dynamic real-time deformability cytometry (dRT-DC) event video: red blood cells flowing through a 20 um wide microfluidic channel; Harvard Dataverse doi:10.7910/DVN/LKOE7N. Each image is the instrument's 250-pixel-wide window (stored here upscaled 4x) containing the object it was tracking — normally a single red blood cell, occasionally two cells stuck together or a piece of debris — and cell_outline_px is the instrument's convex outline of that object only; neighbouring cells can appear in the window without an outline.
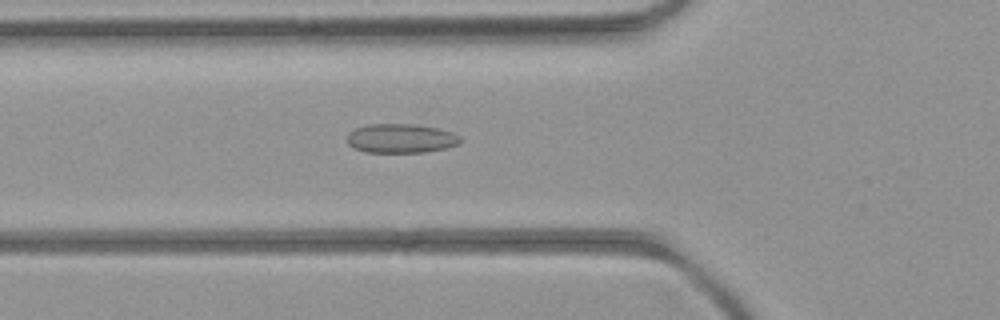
{"species": "common noctule bat (a hibernating species)", "species_latin": "Nyctalus noctula", "temperature_condition": "room temperature", "stored_images_in_passage": 48, "camera_frame_rate_fps": 3000, "um_per_image_px": 0.085, "animal": {"sex": "female", "body_mass_g": 21.9}, "frame": {"image": 1, "passage_image": 13, "time_ms": 4.0, "image_size_px": [1000, 320], "cell_outline_px": [[460, 140], [456, 144], [444, 148], [424, 152], [364, 152], [352, 148], [348, 144], [348, 132], [356, 128], [368, 124], [412, 124], [440, 128], [452, 132], [460, 136]], "centroid_in_image_um": [34.03, 11.76], "position_along_channel_um": 91.8, "area_um2": 19.19}}
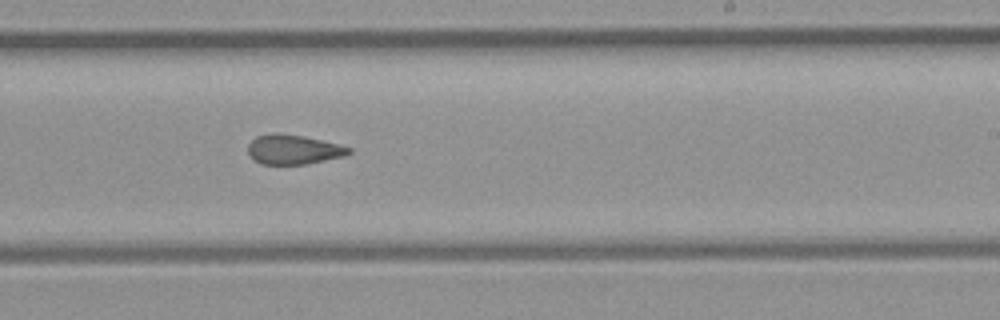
{"frame": {"image": 2, "passage_image": 26, "time_ms": 8.333, "image_size_px": [1000, 320], "cell_outline_px": [[352, 152], [344, 156], [304, 164], [260, 164], [248, 152], [248, 144], [256, 136], [272, 132], [276, 132], [304, 136], [352, 148]], "centroid_in_image_um": [24.92, 12.69], "position_along_channel_um": 264.1, "area_um2": 17.22}}
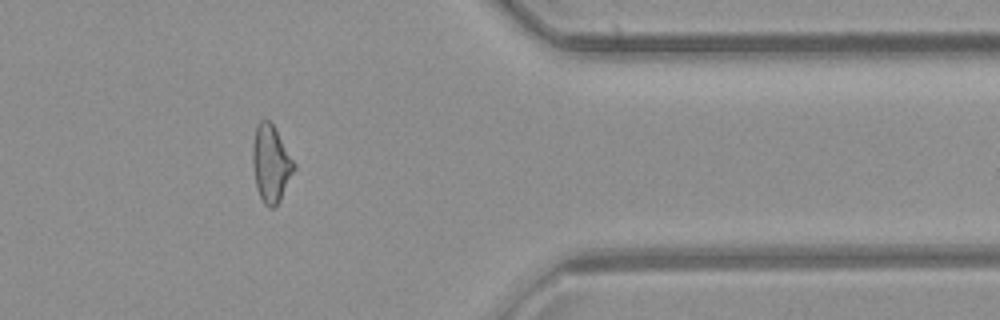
{"frame": {"image": 3, "passage_image": 37, "time_ms": 12.0, "image_size_px": [1000, 320], "cell_outline_px": [[296, 168], [280, 200], [272, 208], [268, 208], [264, 204], [256, 188], [252, 164], [252, 148], [256, 124], [260, 120], [268, 120], [272, 124], [296, 164]], "centroid_in_image_um": [23.02, 13.92], "position_along_channel_um": 388.4, "area_um2": 18.55}, "authors_computed_cell_mechanics": {"area_um2": 18.5249, "velocity_mm_per_s": 3.9563, "shape_relaxation_time_tau1_ms": null, "shape_relaxation_time_tau2_ms": 2.9568, "deformation_change_tau1": null, "deformation_change_tau2": 0.1073}}